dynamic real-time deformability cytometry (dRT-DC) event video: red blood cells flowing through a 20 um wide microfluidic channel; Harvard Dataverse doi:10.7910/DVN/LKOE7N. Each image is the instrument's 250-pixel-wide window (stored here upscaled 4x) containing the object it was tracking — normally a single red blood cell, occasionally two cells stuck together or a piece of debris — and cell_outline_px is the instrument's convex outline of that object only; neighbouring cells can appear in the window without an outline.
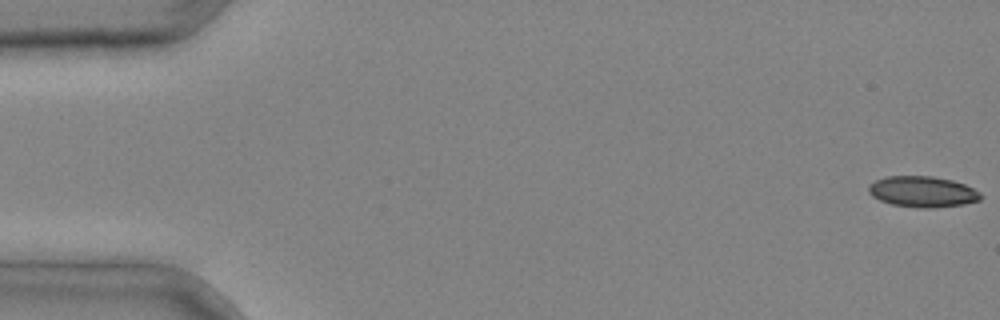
{"species": "common noctule bat (a hibernating species)", "species_latin": "Nyctalus noctula", "temperature_condition": "cold", "stored_images_in_passage": 5, "camera_frame_rate_fps": 3000, "um_per_image_px": 0.085, "animal": {"sex": "male", "body_mass_g": 20.4}, "frame": {"image": 1, "passage_image": 1, "time_ms": 0.0, "image_size_px": [1000, 320], "cell_outline_px": [[984, 196], [980, 200], [964, 204], [932, 208], [916, 208], [892, 204], [880, 200], [872, 196], [868, 192], [868, 184], [876, 180], [888, 176], [932, 176], [952, 180], [964, 184], [980, 192]], "centroid_in_image_um": [78.42, 16.3], "position_along_channel_um": 6.6, "area_um2": 20.29}}
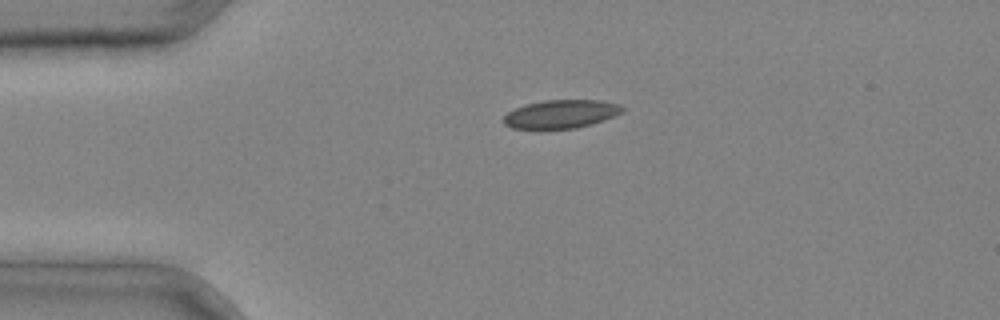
{"frame": {"image": 2, "passage_image": 4, "time_ms": 1.0, "image_size_px": [1000, 320], "cell_outline_px": [[624, 112], [616, 116], [592, 124], [576, 128], [512, 128], [504, 124], [504, 116], [508, 112], [524, 104], [544, 100], [600, 100], [620, 104], [624, 108]], "centroid_in_image_um": [47.73, 9.68], "position_along_channel_um": 37.3, "area_um2": 19.65}}